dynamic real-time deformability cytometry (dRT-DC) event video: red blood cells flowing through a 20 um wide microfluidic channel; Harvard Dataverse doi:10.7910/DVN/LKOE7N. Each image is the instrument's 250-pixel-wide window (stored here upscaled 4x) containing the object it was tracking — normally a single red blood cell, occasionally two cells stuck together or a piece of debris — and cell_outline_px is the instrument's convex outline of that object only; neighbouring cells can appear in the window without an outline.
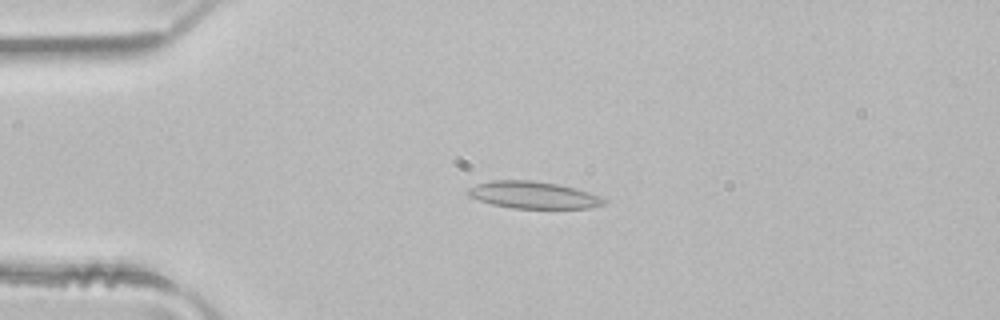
{"species": "common noctule bat (a hibernating species)", "species_latin": "Nyctalus noctula", "temperature_condition": "room temperature", "stored_images_in_passage": 2, "camera_frame_rate_fps": 3000, "um_per_image_px": 0.085, "animal": {"sex": "male", "body_mass_g": 21.5, "forearm_length_mm": 52.0}, "frame": {"image": 1, "passage_image": 2, "time_ms": 0.333, "image_size_px": [1000, 320], "cell_outline_px": [[608, 200], [604, 204], [588, 208], [512, 208], [492, 204], [468, 196], [464, 192], [468, 188], [476, 184], [492, 180], [532, 180], [556, 184], [588, 192], [600, 196]], "centroid_in_image_um": [45.28, 16.57], "position_along_channel_um": 39.7, "area_um2": 21.33}}